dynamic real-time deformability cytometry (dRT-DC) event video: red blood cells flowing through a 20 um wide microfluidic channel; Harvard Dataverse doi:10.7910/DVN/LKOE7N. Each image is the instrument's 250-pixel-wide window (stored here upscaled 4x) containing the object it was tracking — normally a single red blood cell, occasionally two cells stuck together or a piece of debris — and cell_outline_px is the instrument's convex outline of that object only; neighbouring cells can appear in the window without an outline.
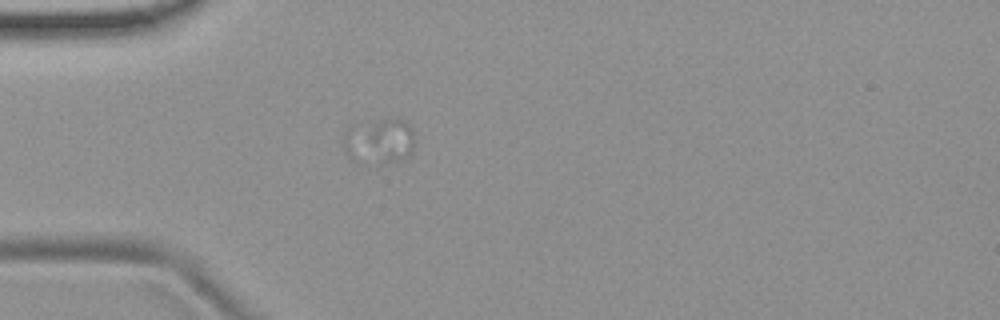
{"species": "common noctule bat (a hibernating species)", "species_latin": "Nyctalus noctula", "temperature_condition": "room temperature", "stored_images_in_passage": 36, "camera_frame_rate_fps": 3000, "um_per_image_px": 0.085, "animal": {"sex": "female", "body_mass_g": 19.9}, "frame": {"image": 1, "passage_image": 4, "time_ms": 1.0, "image_size_px": [1000, 320], "cell_outline_px": [[412, 144], [408, 156], [396, 160], [384, 160], [368, 136], [376, 124], [380, 120], [408, 120], [412, 132]], "centroid_in_image_um": [33.34, 11.8], "position_along_channel_um": 51.7, "area_um2": 10.06}}
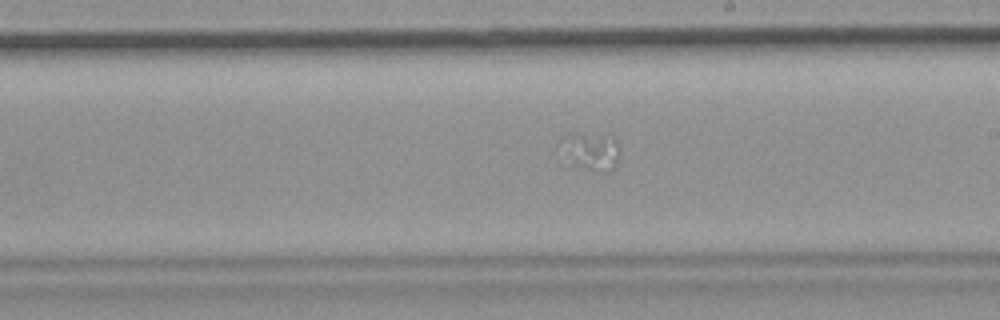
{"frame": {"image": 2, "passage_image": 21, "time_ms": 6.667, "image_size_px": [1000, 320], "cell_outline_px": [[620, 156], [612, 168], [608, 172], [600, 172], [572, 164], [556, 144], [560, 136], [568, 132], [608, 132], [616, 140]], "centroid_in_image_um": [50.17, 12.74], "position_along_channel_um": 238.8, "area_um2": 13.93}}
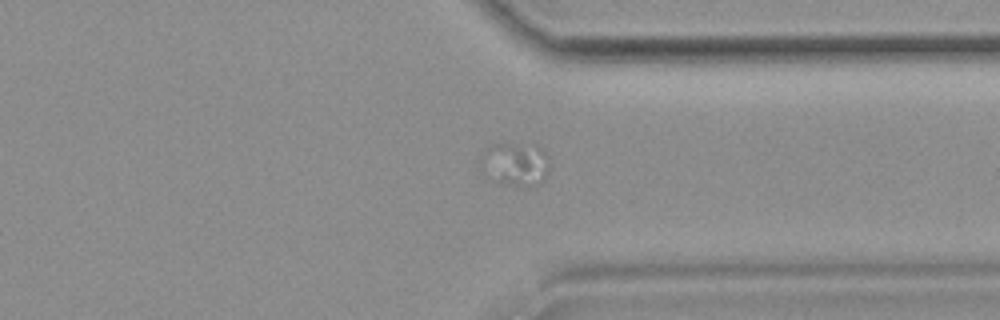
{"frame": {"image": 3, "passage_image": 32, "time_ms": 10.333, "image_size_px": [1000, 320], "cell_outline_px": [[548, 172], [544, 180], [536, 184], [500, 184], [484, 176], [480, 168], [480, 160], [488, 148], [500, 140], [536, 144], [548, 156]], "centroid_in_image_um": [43.76, 13.88], "position_along_channel_um": 367.6, "area_um2": 17.92}}